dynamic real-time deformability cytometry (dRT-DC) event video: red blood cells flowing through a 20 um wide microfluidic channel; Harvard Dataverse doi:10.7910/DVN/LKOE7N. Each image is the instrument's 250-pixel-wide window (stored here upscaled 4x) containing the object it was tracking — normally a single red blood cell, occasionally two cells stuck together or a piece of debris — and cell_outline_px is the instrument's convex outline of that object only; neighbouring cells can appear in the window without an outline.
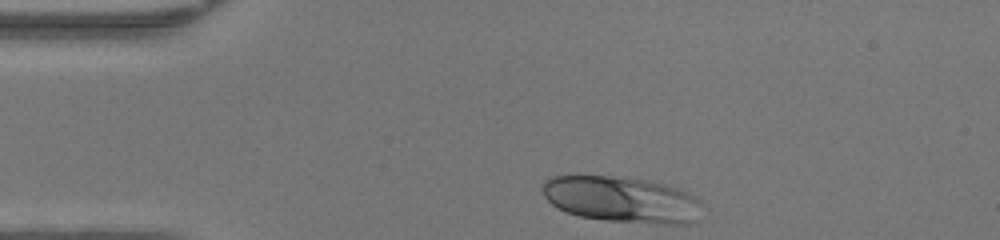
{"species": "human", "species_latin": "Homo sapiens", "temperature_condition": "warm", "stored_images_in_passage": 30, "camera_frame_rate_fps": 3000, "um_per_image_px": 0.085, "donor": {"sex": "female"}, "frame": {"image": 1, "passage_image": 1, "time_ms": 0.0, "image_size_px": [1000, 240], "cell_outline_px": [[700, 204], [696, 220], [688, 224], [664, 224], [604, 220], [580, 216], [564, 212], [556, 208], [544, 196], [540, 188], [544, 180], [552, 176], [624, 176], [664, 184], [676, 188], [700, 200]], "centroid_in_image_um": [52.77, 16.95], "position_along_channel_um": 32.2, "area_um2": 42.83}}
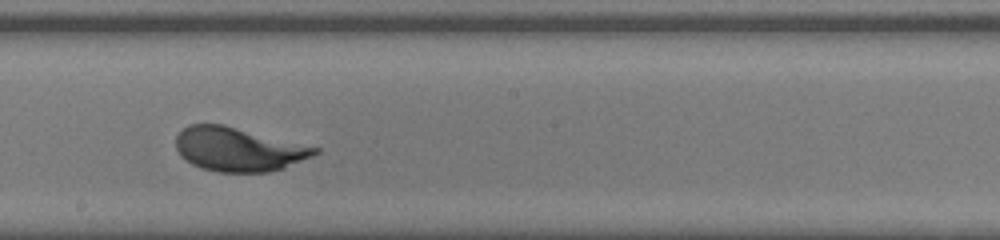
{"frame": {"image": 2, "passage_image": 18, "time_ms": 5.667, "image_size_px": [1000, 240], "cell_outline_px": [[320, 152], [312, 156], [284, 168], [268, 172], [216, 172], [192, 164], [180, 156], [176, 148], [176, 136], [188, 124], [224, 124], [320, 148]], "centroid_in_image_um": [20.26, 12.69], "position_along_channel_um": 227.9, "area_um2": 35.49}}
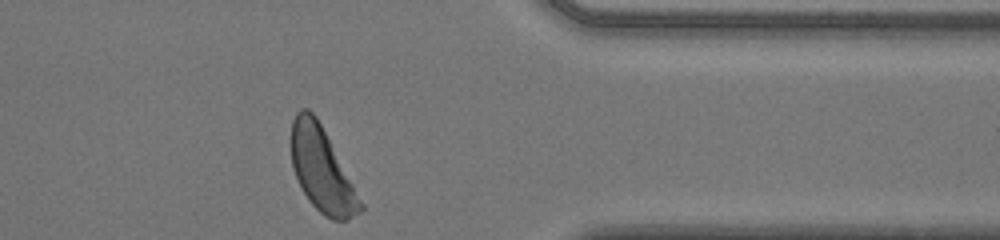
{"frame": {"image": 3, "passage_image": 30, "time_ms": 9.667, "image_size_px": [1000, 240], "cell_outline_px": [[364, 208], [360, 212], [348, 220], [332, 220], [324, 216], [308, 200], [292, 168], [288, 140], [292, 120], [296, 112], [300, 108], [308, 108], [316, 116], [364, 204]], "centroid_in_image_um": [27.31, 14.39], "position_along_channel_um": 384.1, "area_um2": 34.1}, "authors_computed_cell_mechanics": {"area_um2": 35.7204, "velocity_mm_per_s": 4.2681, "shape_relaxation_time_tau1_ms": 2.4489, "shape_relaxation_time_tau2_ms": null, "deformation_change_tau1": 0.178, "deformation_change_tau2": null}}